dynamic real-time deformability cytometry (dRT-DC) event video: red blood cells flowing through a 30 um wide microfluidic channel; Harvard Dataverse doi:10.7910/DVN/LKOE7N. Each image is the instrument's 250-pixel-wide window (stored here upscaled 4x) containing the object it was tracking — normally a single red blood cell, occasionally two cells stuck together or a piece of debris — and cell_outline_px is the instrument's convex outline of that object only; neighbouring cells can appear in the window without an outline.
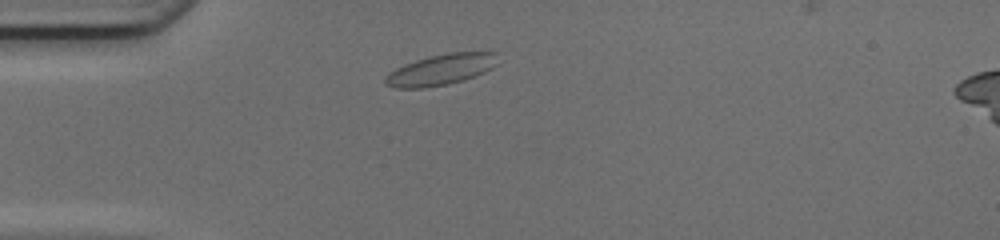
{"species": "common noctule bat (a hibernating species)", "species_latin": "Nyctalus noctula", "temperature_condition": "cold", "stored_images_in_passage": 34, "camera_frame_rate_fps": 3000, "um_per_image_px": 0.085, "animal": {"sex": "female", "body_mass_g": 17.0, "forearm_length_mm": 48.0}, "frame": {"image": 1, "passage_image": 2, "time_ms": 0.333, "image_size_px": [1000, 240], "cell_outline_px": [[496, 64], [484, 72], [448, 84], [424, 88], [396, 88], [384, 84], [384, 76], [396, 68], [404, 64], [428, 56], [448, 52], [496, 52]], "centroid_in_image_um": [37.41, 5.91], "position_along_channel_um": 47.6, "area_um2": 20.06}}
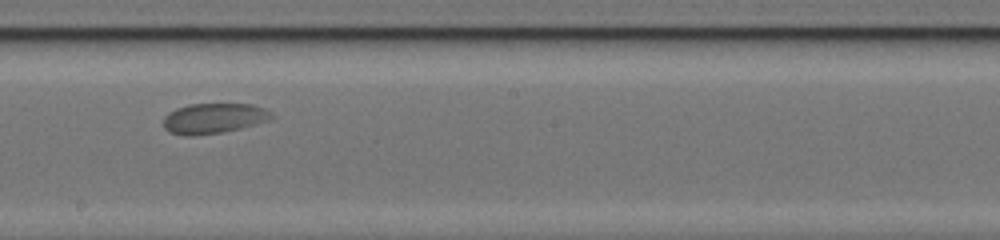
{"frame": {"image": 2, "passage_image": 17, "time_ms": 5.333, "image_size_px": [1000, 240], "cell_outline_px": [[272, 116], [268, 120], [240, 128], [220, 132], [192, 136], [184, 136], [168, 132], [164, 128], [164, 116], [168, 112], [176, 108], [188, 104], [252, 104], [264, 108]], "centroid_in_image_um": [18.08, 10.06], "position_along_channel_um": 230.1, "area_um2": 18.9}}
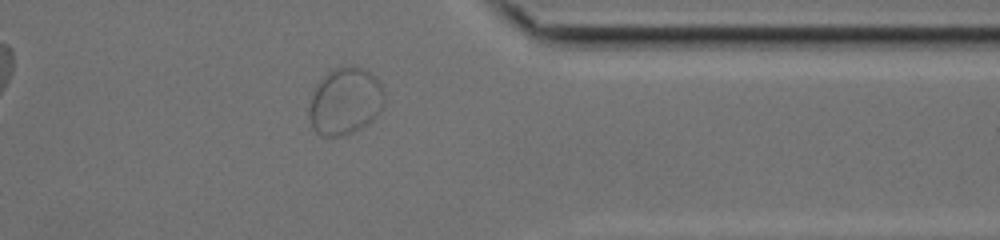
{"frame": {"image": 3, "passage_image": 29, "time_ms": 9.333, "image_size_px": [1000, 240], "cell_outline_px": [[384, 100], [380, 108], [372, 120], [340, 136], [320, 136], [312, 128], [308, 116], [308, 108], [316, 84], [332, 68], [348, 64], [352, 64], [364, 68], [376, 76], [384, 92]], "centroid_in_image_um": [29.3, 8.55], "position_along_channel_um": 382.1, "area_um2": 29.36}}